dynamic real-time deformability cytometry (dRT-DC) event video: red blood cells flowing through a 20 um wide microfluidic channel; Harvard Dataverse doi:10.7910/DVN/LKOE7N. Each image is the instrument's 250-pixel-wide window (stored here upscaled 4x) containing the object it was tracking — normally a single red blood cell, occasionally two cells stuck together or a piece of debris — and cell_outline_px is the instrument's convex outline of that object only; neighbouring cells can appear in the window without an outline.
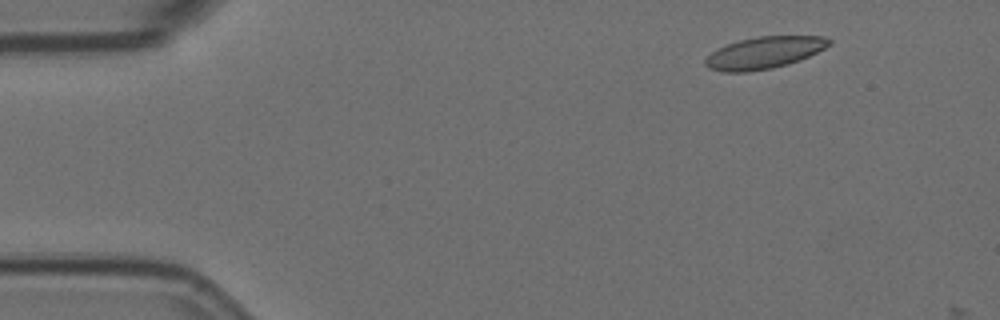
{"species": "Egyptian fruit bat (a non-hibernating species)", "species_latin": "Rousettus aegyptiacus", "temperature_condition": "room temperature", "stored_images_in_passage": 9, "camera_frame_rate_fps": 3000, "um_per_image_px": 0.085, "animal": {"sex": "female"}, "frame": {"image": 1, "passage_image": 6, "time_ms": 1.667, "image_size_px": [1000, 320], "cell_outline_px": [[832, 44], [808, 56], [788, 64], [772, 68], [744, 72], [724, 72], [708, 68], [704, 64], [704, 60], [716, 48], [740, 40], [756, 36], [824, 36], [832, 40]], "centroid_in_image_um": [64.94, 4.47], "position_along_channel_um": 20.1, "area_um2": 22.95}}